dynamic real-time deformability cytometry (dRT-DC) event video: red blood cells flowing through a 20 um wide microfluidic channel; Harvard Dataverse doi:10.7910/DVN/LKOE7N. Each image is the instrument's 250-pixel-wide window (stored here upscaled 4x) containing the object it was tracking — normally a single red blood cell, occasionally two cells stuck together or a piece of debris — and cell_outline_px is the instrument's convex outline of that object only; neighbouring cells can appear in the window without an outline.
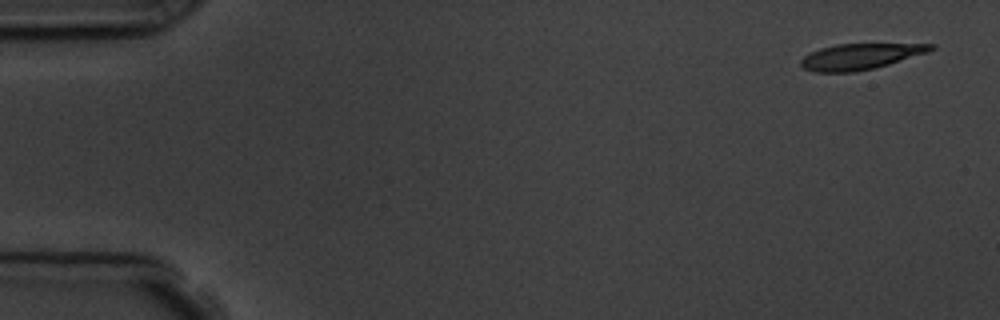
{"species": "common noctule bat (a hibernating species)", "species_latin": "Nyctalus noctula", "temperature_condition": "room temperature", "stored_images_in_passage": 5, "camera_frame_rate_fps": 3000, "um_per_image_px": 0.085, "animal": {"sex": "male", "body_mass_g": 19.5, "forearm_length_mm": 54.6}, "frame": {"image": 1, "passage_image": 1, "time_ms": 0.0, "image_size_px": [1000, 320], "cell_outline_px": [[936, 48], [928, 52], [876, 68], [852, 72], [816, 72], [804, 68], [800, 64], [800, 60], [804, 56], [820, 48], [836, 44], [936, 44]], "centroid_in_image_um": [73.13, 4.8], "position_along_channel_um": 11.9, "area_um2": 19.48}}
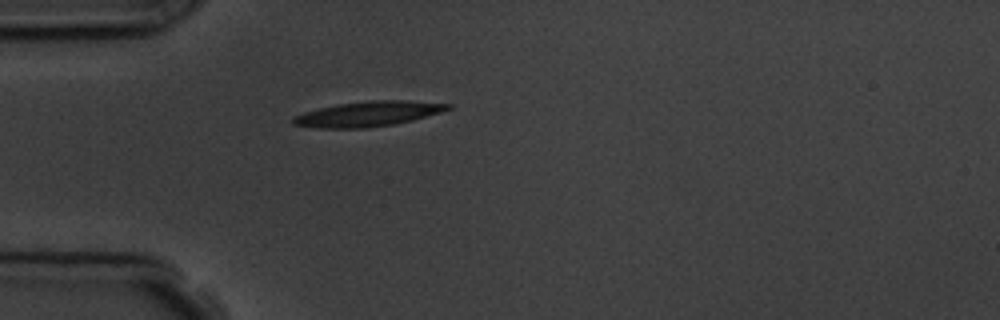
{"frame": {"image": 2, "passage_image": 5, "time_ms": 4.333, "image_size_px": [1000, 320], "cell_outline_px": [[452, 108], [440, 112], [412, 120], [396, 124], [368, 128], [316, 128], [292, 124], [292, 116], [304, 112], [336, 104], [368, 100], [408, 100], [452, 104]], "centroid_in_image_um": [31.27, 9.68], "position_along_channel_um": 53.7, "area_um2": 22.77}}